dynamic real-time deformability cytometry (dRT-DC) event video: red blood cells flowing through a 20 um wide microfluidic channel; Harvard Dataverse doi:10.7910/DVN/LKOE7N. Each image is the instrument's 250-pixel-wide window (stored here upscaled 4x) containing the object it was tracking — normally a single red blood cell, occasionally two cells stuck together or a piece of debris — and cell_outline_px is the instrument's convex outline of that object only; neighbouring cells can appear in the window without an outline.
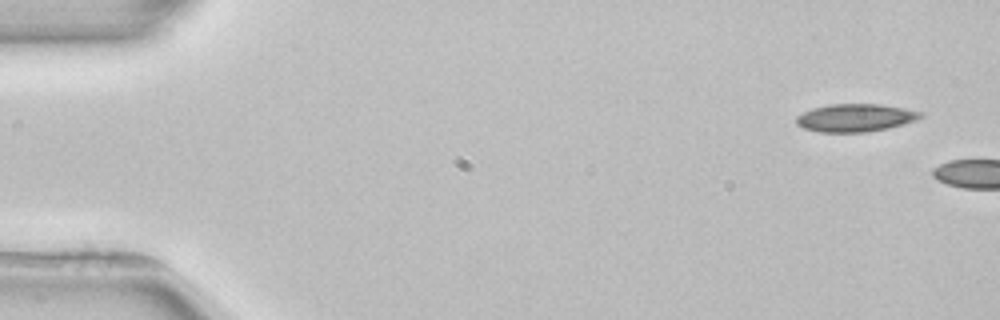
{"species": "common noctule bat (a hibernating species)", "species_latin": "Nyctalus noctula", "temperature_condition": "room temperature", "stored_images_in_passage": 2, "camera_frame_rate_fps": 3000, "um_per_image_px": 0.085, "animal": {"sex": "female", "body_mass_g": 22.7, "forearm_length_mm": 54.2}, "frame": {"image": 1, "passage_image": 1, "time_ms": 0.0, "image_size_px": [1000, 320], "cell_outline_px": [[924, 116], [916, 120], [904, 124], [888, 128], [868, 132], [820, 132], [804, 128], [796, 124], [796, 116], [812, 108], [828, 104], [880, 104], [904, 108], [924, 112]], "centroid_in_image_um": [72.73, 10.01], "position_along_channel_um": 12.3, "area_um2": 20.29}}